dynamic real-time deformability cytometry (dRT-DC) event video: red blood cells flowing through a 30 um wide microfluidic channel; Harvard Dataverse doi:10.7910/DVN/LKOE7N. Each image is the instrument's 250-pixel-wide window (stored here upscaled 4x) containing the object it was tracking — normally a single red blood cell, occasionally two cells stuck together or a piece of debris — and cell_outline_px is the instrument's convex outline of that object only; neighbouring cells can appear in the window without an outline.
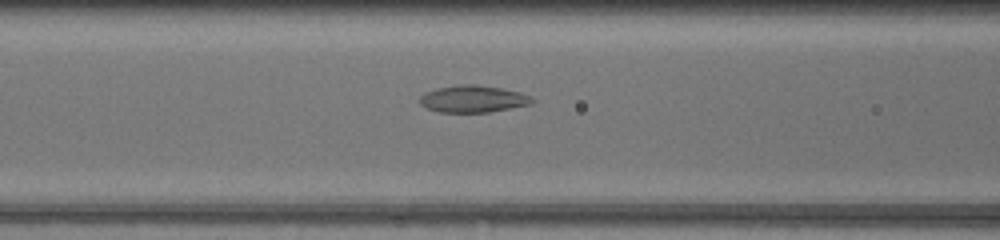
{"species": "common noctule bat (a hibernating species)", "species_latin": "Nyctalus noctula", "temperature_condition": "warm", "stored_images_in_passage": 18, "camera_frame_rate_fps": 3000, "um_per_image_px": 0.085, "animal": {"sex": "female", "body_mass_g": 17.0, "forearm_length_mm": 48.0}, "frame": {"image": 1, "passage_image": 16, "time_ms": 5.0, "image_size_px": [1000, 240], "cell_outline_px": [[536, 100], [532, 104], [488, 112], [440, 112], [428, 108], [420, 104], [420, 96], [424, 92], [440, 88], [460, 84], [472, 84], [500, 88], [520, 92]], "centroid_in_image_um": [40.21, 8.41], "position_along_channel_um": 126.4, "area_um2": 17.46}}